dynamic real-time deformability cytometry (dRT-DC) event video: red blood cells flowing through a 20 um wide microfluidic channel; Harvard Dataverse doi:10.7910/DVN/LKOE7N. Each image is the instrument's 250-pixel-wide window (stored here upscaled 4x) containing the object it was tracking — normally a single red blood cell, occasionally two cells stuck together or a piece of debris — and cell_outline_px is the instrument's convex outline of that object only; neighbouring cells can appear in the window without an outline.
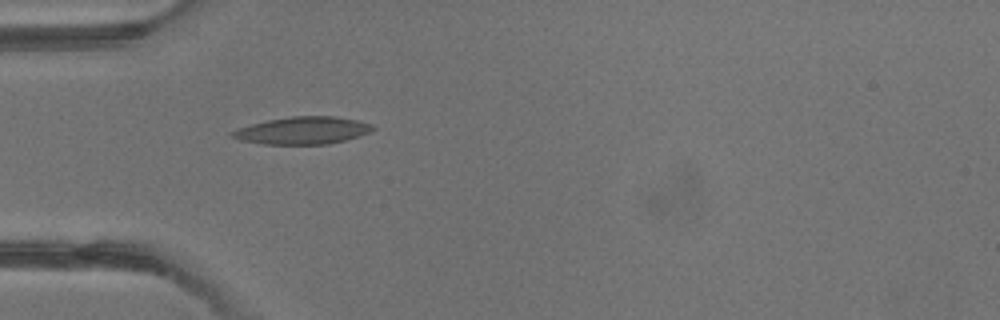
{"species": "common noctule bat (a hibernating species)", "species_latin": "Nyctalus noctula", "temperature_condition": "warm", "stored_images_in_passage": 2, "camera_frame_rate_fps": 3000, "um_per_image_px": 0.085, "animal": {"sex": "male", "body_mass_g": 13.3}, "frame": {"image": 1, "passage_image": 2, "time_ms": 1.0, "image_size_px": [1000, 320], "cell_outline_px": [[376, 128], [360, 136], [328, 144], [264, 144], [240, 140], [228, 136], [228, 132], [236, 128], [268, 120], [292, 116], [336, 116], [356, 120], [372, 124]], "centroid_in_image_um": [25.68, 11.09], "position_along_channel_um": 59.3, "area_um2": 22.48}}